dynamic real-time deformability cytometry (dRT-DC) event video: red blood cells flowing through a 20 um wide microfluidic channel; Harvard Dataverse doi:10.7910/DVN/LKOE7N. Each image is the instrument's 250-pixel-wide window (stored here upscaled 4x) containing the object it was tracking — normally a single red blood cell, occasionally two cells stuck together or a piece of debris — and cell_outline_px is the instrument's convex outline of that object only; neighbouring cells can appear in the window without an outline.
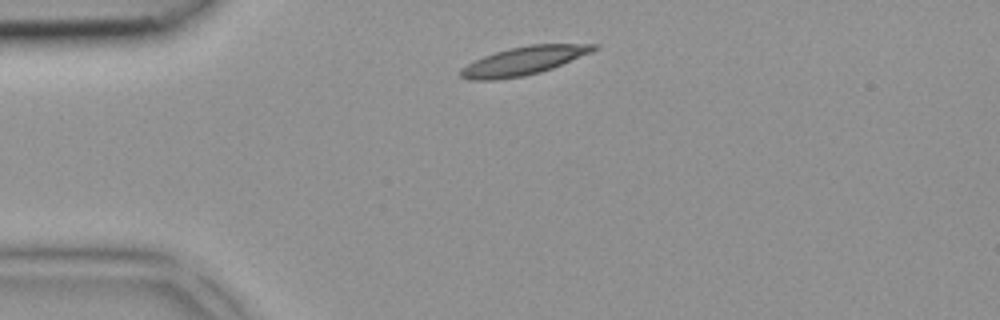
{"species": "common noctule bat (a hibernating species)", "species_latin": "Nyctalus noctula", "temperature_condition": "room temperature", "stored_images_in_passage": 1, "camera_frame_rate_fps": 3000, "um_per_image_px": 0.085, "animal": {"sex": "female", "body_mass_g": 18.4}, "frame": {"image": 1, "passage_image": 1, "time_ms": 0.0, "image_size_px": [1000, 320], "cell_outline_px": [[596, 48], [592, 52], [552, 68], [540, 72], [524, 76], [496, 80], [472, 80], [460, 76], [460, 68], [484, 56], [508, 48], [528, 44], [596, 44]], "centroid_in_image_um": [44.49, 5.17], "position_along_channel_um": 40.5, "area_um2": 21.79}}